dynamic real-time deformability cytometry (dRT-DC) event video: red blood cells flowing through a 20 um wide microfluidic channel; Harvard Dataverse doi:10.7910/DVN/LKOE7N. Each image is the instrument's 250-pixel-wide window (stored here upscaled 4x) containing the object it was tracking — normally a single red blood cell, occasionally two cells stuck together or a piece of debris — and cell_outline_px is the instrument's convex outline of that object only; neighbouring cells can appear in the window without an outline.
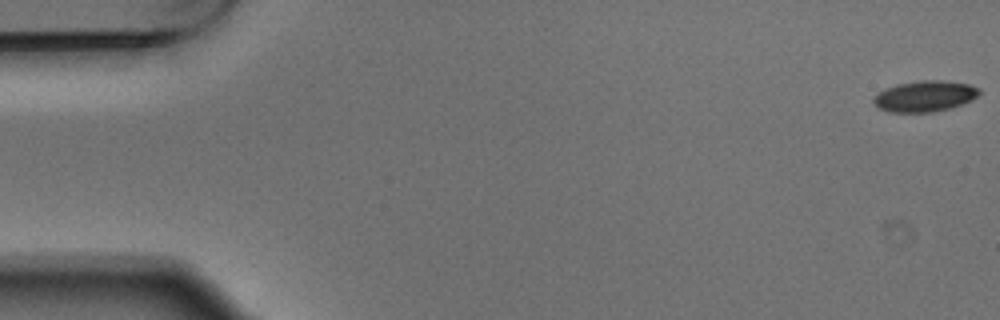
{"species": "Egyptian fruit bat (a non-hibernating species)", "species_latin": "Rousettus aegyptiacus", "temperature_condition": "warm", "stored_images_in_passage": 7, "camera_frame_rate_fps": 3000, "um_per_image_px": 0.085, "animal": {"sex": "male"}, "frame": {"image": 1, "passage_image": 1, "time_ms": 0.0, "image_size_px": [1000, 320], "cell_outline_px": [[980, 92], [972, 100], [948, 108], [932, 112], [888, 112], [876, 108], [872, 100], [884, 88], [896, 84], [920, 80], [944, 80], [972, 84], [980, 88]], "centroid_in_image_um": [78.59, 8.16], "position_along_channel_um": 6.4, "area_um2": 19.19}}
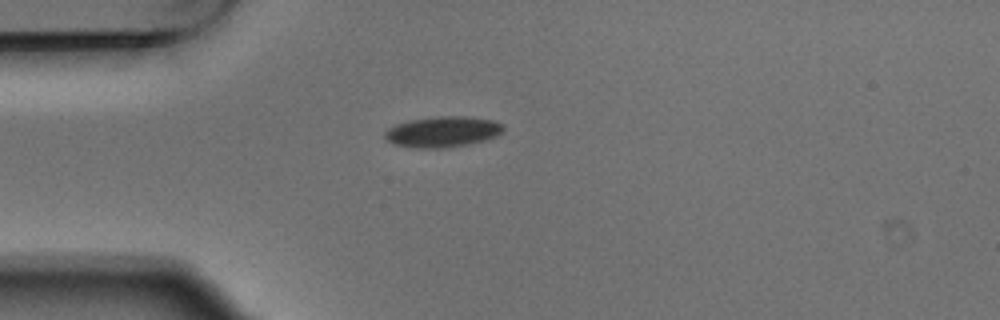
{"frame": {"image": 2, "passage_image": 5, "time_ms": 1.333, "image_size_px": [1000, 320], "cell_outline_px": [[504, 128], [496, 136], [484, 140], [468, 144], [444, 148], [416, 148], [392, 144], [384, 140], [384, 132], [388, 128], [396, 124], [412, 120], [440, 116], [468, 116], [492, 120], [504, 124]], "centroid_in_image_um": [37.59, 11.21], "position_along_channel_um": 47.4, "area_um2": 21.27}}
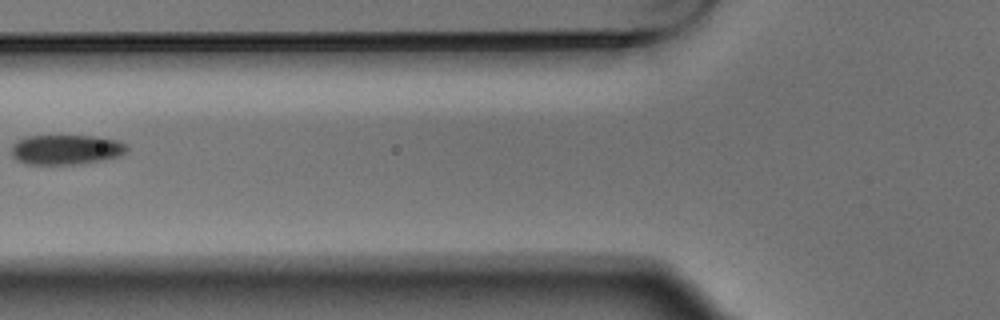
{"frame": {"image": 3, "passage_image": 7, "time_ms": 2.0, "image_size_px": [1000, 320], "cell_outline_px": [[128, 148], [120, 156], [104, 160], [80, 164], [24, 164], [16, 160], [12, 156], [12, 144], [16, 140], [28, 136], [92, 136], [116, 140], [124, 144]], "centroid_in_image_um": [5.57, 12.73], "position_along_channel_um": 120.2, "area_um2": 20.11}}